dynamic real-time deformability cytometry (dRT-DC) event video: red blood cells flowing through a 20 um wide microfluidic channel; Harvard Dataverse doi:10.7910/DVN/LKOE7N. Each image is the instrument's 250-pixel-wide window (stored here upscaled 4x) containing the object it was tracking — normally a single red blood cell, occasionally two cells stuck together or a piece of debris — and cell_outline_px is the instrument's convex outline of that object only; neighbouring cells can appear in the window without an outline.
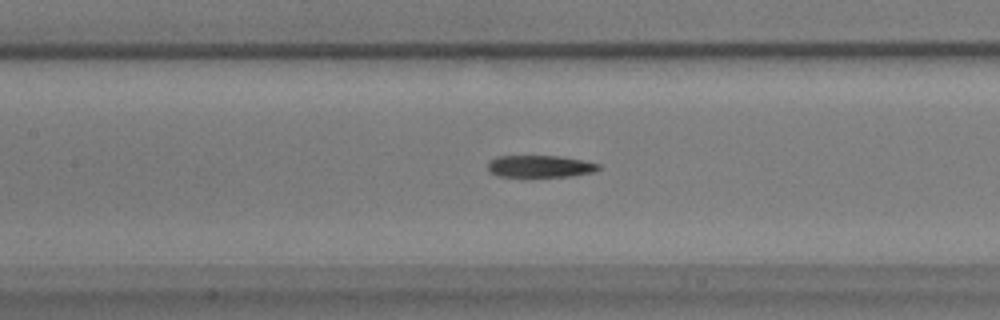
{"species": "common noctule bat (a hibernating species)", "species_latin": "Nyctalus noctula", "temperature_condition": "warm", "stored_images_in_passage": 37, "camera_frame_rate_fps": 3000, "um_per_image_px": 0.085, "animal": {"sex": "male", "body_mass_g": 17.9}, "frame": {"image": 1, "passage_image": 8, "time_ms": 2.333, "image_size_px": [1000, 320], "cell_outline_px": [[600, 168], [596, 172], [572, 176], [496, 176], [488, 172], [488, 164], [496, 156], [556, 156], [580, 160], [600, 164]], "centroid_in_image_um": [45.9, 14.14], "position_along_channel_um": 161.5, "area_um2": 14.1}}
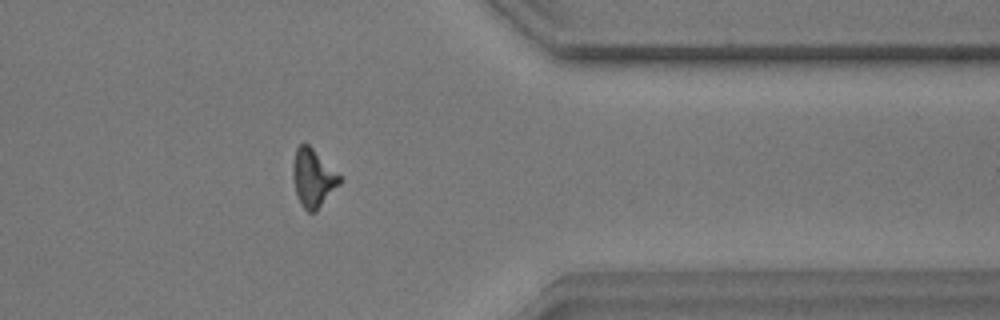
{"frame": {"image": 2, "passage_image": 27, "time_ms": 8.667, "image_size_px": [1000, 320], "cell_outline_px": [[344, 180], [316, 212], [308, 212], [300, 204], [296, 192], [292, 176], [292, 164], [296, 148], [300, 144], [308, 144]], "centroid_in_image_um": [26.61, 15.16], "position_along_channel_um": 384.8, "area_um2": 15.78}}
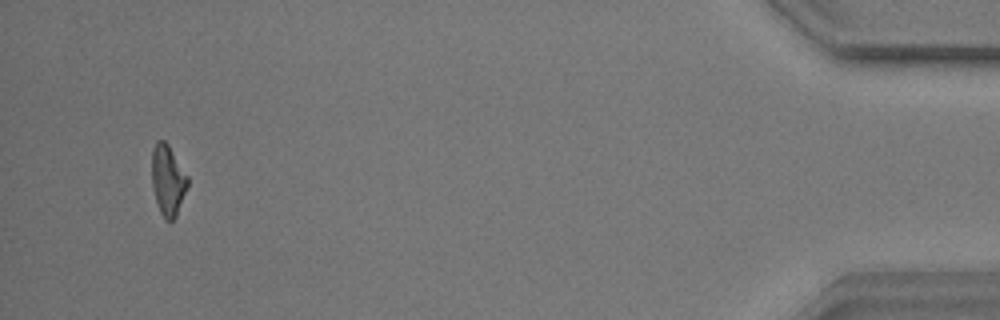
{"frame": {"image": 3, "passage_image": 35, "time_ms": 11.333, "image_size_px": [1000, 320], "cell_outline_px": [[188, 184], [176, 216], [172, 220], [164, 220], [160, 212], [152, 188], [152, 148], [156, 140], [164, 140], [168, 144], [188, 176]], "centroid_in_image_um": [14.25, 15.29], "position_along_channel_um": 420.9, "area_um2": 14.68}}